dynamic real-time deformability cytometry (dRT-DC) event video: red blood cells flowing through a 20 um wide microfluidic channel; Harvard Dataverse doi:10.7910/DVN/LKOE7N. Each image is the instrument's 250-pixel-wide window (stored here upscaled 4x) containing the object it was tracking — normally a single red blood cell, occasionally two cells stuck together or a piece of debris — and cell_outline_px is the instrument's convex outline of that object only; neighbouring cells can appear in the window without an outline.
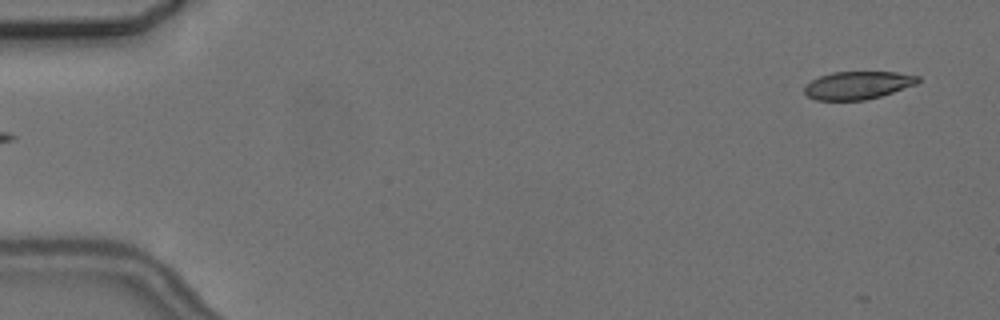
{"species": "common noctule bat (a hibernating species)", "species_latin": "Nyctalus noctula", "temperature_condition": "cold", "stored_images_in_passage": 3, "segment_of_instrument_passage": [2, 2], "camera_frame_rate_fps": 3000, "um_per_image_px": 0.085, "animal": {"sex": "female", "body_mass_g": 24.6, "forearm_length_mm": 56.2}, "frame": {"image": 1, "passage_image": 3, "time_ms": 3.0, "image_size_px": [1000, 320], "cell_outline_px": [[920, 80], [916, 84], [880, 96], [864, 100], [816, 100], [808, 96], [804, 92], [804, 84], [820, 76], [832, 72], [896, 72], [920, 76]], "centroid_in_image_um": [72.89, 7.24], "position_along_channel_um": 12.1, "area_um2": 18.38}}